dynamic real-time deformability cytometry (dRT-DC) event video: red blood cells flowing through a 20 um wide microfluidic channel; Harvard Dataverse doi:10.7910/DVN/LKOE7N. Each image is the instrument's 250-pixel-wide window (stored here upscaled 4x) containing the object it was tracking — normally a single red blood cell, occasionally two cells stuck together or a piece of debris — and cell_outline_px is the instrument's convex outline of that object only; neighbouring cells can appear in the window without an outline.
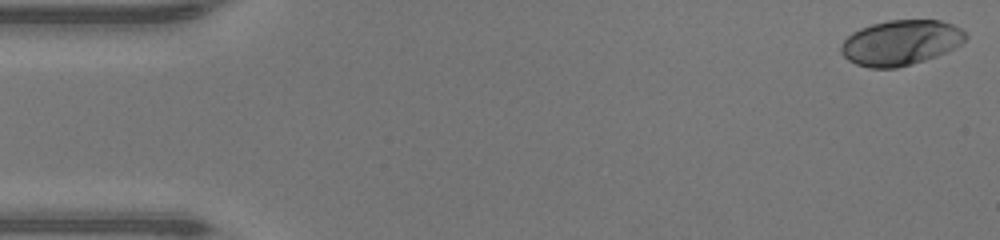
{"species": "human", "species_latin": "Homo sapiens", "temperature_condition": "warm", "stored_images_in_passage": 48, "camera_frame_rate_fps": 3000, "um_per_image_px": 0.085, "donor": {"sex": "male"}, "frame": {"image": 1, "passage_image": 1, "time_ms": 0.0, "image_size_px": [1000, 240], "cell_outline_px": [[968, 36], [956, 48], [936, 56], [912, 64], [896, 68], [868, 68], [856, 64], [848, 60], [840, 52], [840, 44], [852, 32], [860, 28], [872, 24], [888, 20], [940, 20], [952, 24], [960, 28]], "centroid_in_image_um": [76.54, 3.63], "position_along_channel_um": 8.5, "area_um2": 32.89}}
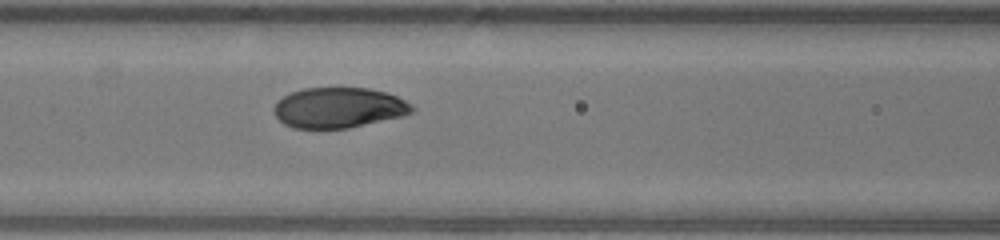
{"frame": {"image": 2, "passage_image": 20, "time_ms": 6.333, "image_size_px": [1000, 240], "cell_outline_px": [[416, 108], [412, 112], [404, 116], [348, 128], [292, 128], [284, 124], [276, 116], [272, 108], [284, 96], [292, 92], [304, 88], [368, 88], [388, 92], [412, 104]], "centroid_in_image_um": [28.82, 9.16], "position_along_channel_um": 137.8, "area_um2": 32.54}}
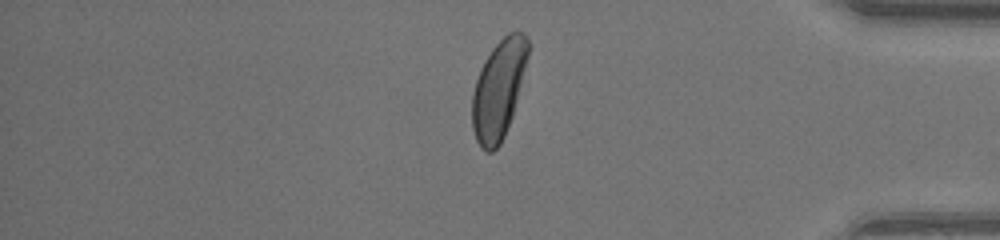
{"frame": {"image": 3, "passage_image": 40, "time_ms": 13.0, "image_size_px": [1000, 240], "cell_outline_px": [[528, 56], [512, 116], [504, 136], [500, 144], [492, 152], [488, 152], [480, 148], [476, 140], [472, 128], [472, 92], [480, 68], [484, 60], [492, 48], [508, 32], [524, 32], [528, 36]], "centroid_in_image_um": [42.36, 7.6], "position_along_channel_um": 392.8, "area_um2": 32.02}, "authors_computed_cell_mechanics": {"area_um2": 33.2928, "velocity_mm_per_s": 4.2765, "shape_relaxation_time_tau1_ms": 2.8357, "shape_relaxation_time_tau2_ms": null, "deformation_change_tau1": 0.1876, "deformation_change_tau2": null}}